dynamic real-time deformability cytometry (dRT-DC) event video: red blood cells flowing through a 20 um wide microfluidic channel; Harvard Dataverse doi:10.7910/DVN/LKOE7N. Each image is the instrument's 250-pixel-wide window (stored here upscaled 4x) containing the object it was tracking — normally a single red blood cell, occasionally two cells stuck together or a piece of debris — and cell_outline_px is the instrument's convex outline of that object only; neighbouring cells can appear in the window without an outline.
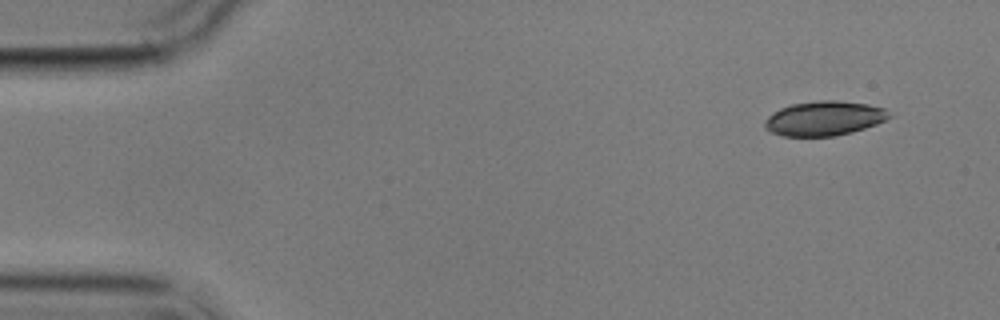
{"species": "common noctule bat (a hibernating species)", "species_latin": "Nyctalus noctula", "temperature_condition": "cold", "stored_images_in_passage": 5, "camera_frame_rate_fps": 3000, "um_per_image_px": 0.085, "animal": {"sex": "male", "body_mass_g": 17.9}, "frame": {"image": 1, "passage_image": 1, "time_ms": 0.0, "image_size_px": [1000, 320], "cell_outline_px": [[892, 116], [876, 124], [852, 132], [836, 136], [784, 136], [772, 132], [764, 128], [764, 120], [768, 116], [780, 108], [792, 104], [816, 100], [836, 100], [868, 104], [884, 108]], "centroid_in_image_um": [70.04, 10.06], "position_along_channel_um": 15.0, "area_um2": 25.03}}
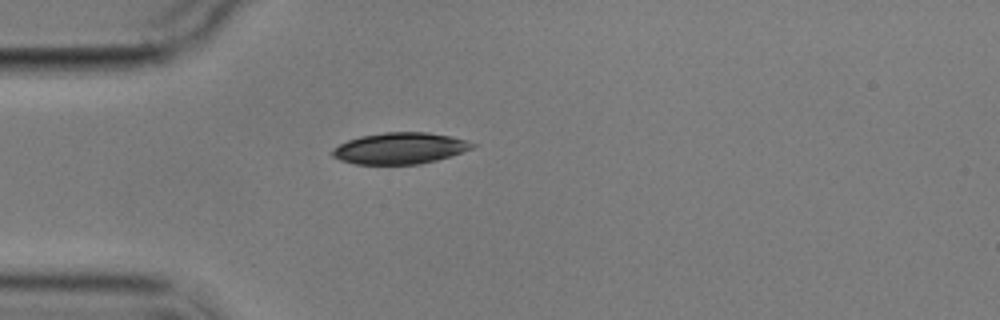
{"frame": {"image": 2, "passage_image": 4, "time_ms": 3.667, "image_size_px": [1000, 320], "cell_outline_px": [[476, 144], [472, 148], [436, 160], [420, 164], [356, 164], [340, 160], [332, 156], [332, 148], [348, 140], [360, 136], [384, 132], [428, 132], [452, 136]], "centroid_in_image_um": [33.95, 12.6], "position_along_channel_um": 51.0, "area_um2": 25.37}}